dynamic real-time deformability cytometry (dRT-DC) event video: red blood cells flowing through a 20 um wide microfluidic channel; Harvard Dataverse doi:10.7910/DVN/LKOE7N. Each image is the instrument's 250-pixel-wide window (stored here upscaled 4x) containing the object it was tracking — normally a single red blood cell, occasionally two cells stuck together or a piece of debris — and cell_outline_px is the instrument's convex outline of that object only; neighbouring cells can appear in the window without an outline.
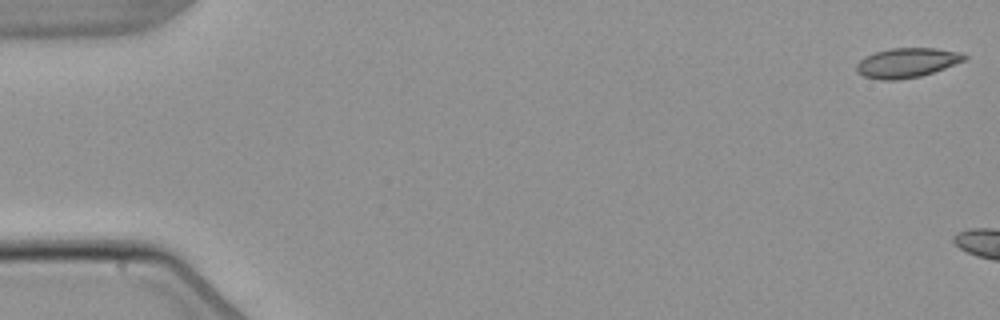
{"species": "common noctule bat (a hibernating species)", "species_latin": "Nyctalus noctula", "temperature_condition": "warm", "stored_images_in_passage": 2, "camera_frame_rate_fps": 3000, "um_per_image_px": 0.085, "animal": {"sex": "male", "body_mass_g": 21.5, "forearm_length_mm": 52.0}, "frame": {"image": 1, "passage_image": 1, "time_ms": 0.0, "image_size_px": [1000, 320], "cell_outline_px": [[968, 60], [920, 76], [896, 80], [880, 80], [864, 76], [856, 72], [856, 64], [864, 56], [888, 48], [936, 48], [964, 52], [968, 56]], "centroid_in_image_um": [77.11, 5.32], "position_along_channel_um": 7.9, "area_um2": 18.84}}